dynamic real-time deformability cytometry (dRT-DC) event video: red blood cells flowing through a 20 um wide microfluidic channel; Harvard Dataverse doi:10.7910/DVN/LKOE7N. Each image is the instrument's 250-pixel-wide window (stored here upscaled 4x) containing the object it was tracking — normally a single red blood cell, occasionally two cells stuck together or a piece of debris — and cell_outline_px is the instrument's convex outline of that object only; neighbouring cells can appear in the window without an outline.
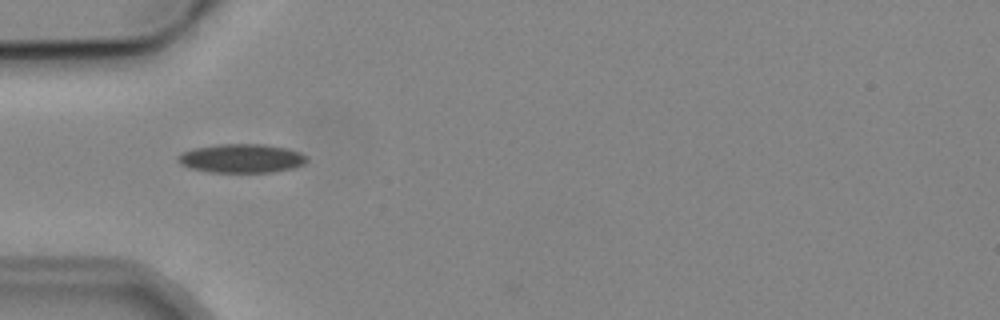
{"species": "common noctule bat (a hibernating species)", "species_latin": "Nyctalus noctula", "temperature_condition": "cold", "stored_images_in_passage": 4, "camera_frame_rate_fps": 3000, "um_per_image_px": 0.085, "animal": {"sex": "male", "body_mass_g": 19.2, "forearm_length_mm": 51.8}, "frame": {"image": 1, "passage_image": 2, "time_ms": 1.333, "image_size_px": [1000, 320], "cell_outline_px": [[308, 160], [304, 164], [292, 168], [272, 172], [208, 172], [192, 168], [180, 164], [176, 160], [176, 156], [180, 152], [192, 148], [216, 144], [264, 144], [288, 148], [300, 152], [308, 156]], "centroid_in_image_um": [20.51, 13.45], "position_along_channel_um": 64.5, "area_um2": 21.96}}